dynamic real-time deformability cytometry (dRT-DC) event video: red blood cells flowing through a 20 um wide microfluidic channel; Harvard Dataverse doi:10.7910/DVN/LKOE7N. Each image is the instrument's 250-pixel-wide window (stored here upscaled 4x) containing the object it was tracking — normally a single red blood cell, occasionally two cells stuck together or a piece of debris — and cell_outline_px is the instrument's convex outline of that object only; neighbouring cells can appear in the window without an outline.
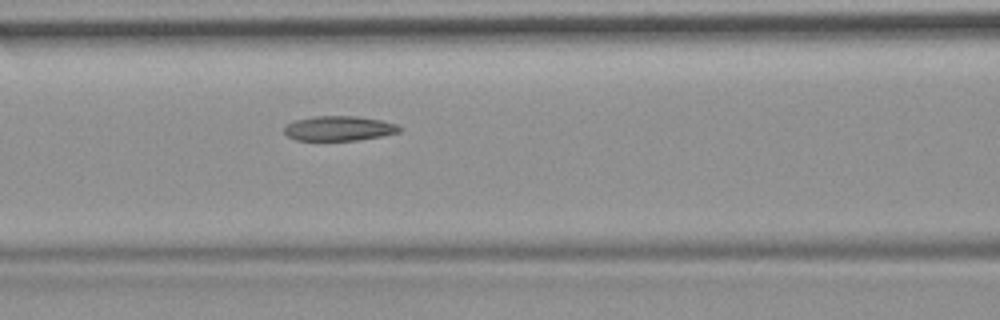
{"species": "common noctule bat (a hibernating species)", "species_latin": "Nyctalus noctula", "temperature_condition": "room temperature", "stored_images_in_passage": 4, "camera_frame_rate_fps": 3000, "um_per_image_px": 0.085, "animal": {"sex": "female", "body_mass_g": 19.9}, "frame": {"image": 1, "passage_image": 4, "time_ms": 4.333, "image_size_px": [1000, 320], "cell_outline_px": [[404, 128], [400, 132], [380, 136], [356, 140], [296, 140], [288, 136], [284, 132], [284, 128], [288, 124], [296, 120], [312, 116], [356, 116], [380, 120], [396, 124]], "centroid_in_image_um": [28.83, 10.91], "position_along_channel_um": 137.8, "area_um2": 16.53}}